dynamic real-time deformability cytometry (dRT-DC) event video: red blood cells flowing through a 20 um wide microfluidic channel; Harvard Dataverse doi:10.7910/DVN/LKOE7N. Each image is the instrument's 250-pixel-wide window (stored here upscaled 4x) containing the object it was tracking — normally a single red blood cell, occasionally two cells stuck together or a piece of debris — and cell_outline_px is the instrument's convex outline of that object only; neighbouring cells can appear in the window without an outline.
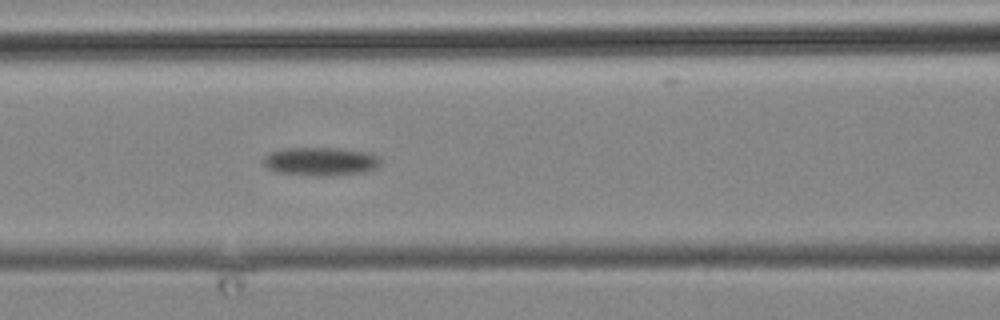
{"species": "common noctule bat (a hibernating species)", "species_latin": "Nyctalus noctula", "temperature_condition": "cold", "stored_images_in_passage": 3, "camera_frame_rate_fps": 3000, "um_per_image_px": 0.085, "animal": {"sex": "male", "body_mass_g": 19.2, "forearm_length_mm": 51.8}, "frame": {"image": 1, "passage_image": 3, "time_ms": 3.333, "image_size_px": [1000, 320], "cell_outline_px": [[380, 164], [376, 168], [364, 172], [332, 176], [316, 176], [276, 172], [268, 168], [264, 164], [264, 156], [280, 148], [340, 148], [368, 152], [376, 156], [380, 160]], "centroid_in_image_um": [27.25, 13.72], "position_along_channel_um": 139.4, "area_um2": 19.48}}